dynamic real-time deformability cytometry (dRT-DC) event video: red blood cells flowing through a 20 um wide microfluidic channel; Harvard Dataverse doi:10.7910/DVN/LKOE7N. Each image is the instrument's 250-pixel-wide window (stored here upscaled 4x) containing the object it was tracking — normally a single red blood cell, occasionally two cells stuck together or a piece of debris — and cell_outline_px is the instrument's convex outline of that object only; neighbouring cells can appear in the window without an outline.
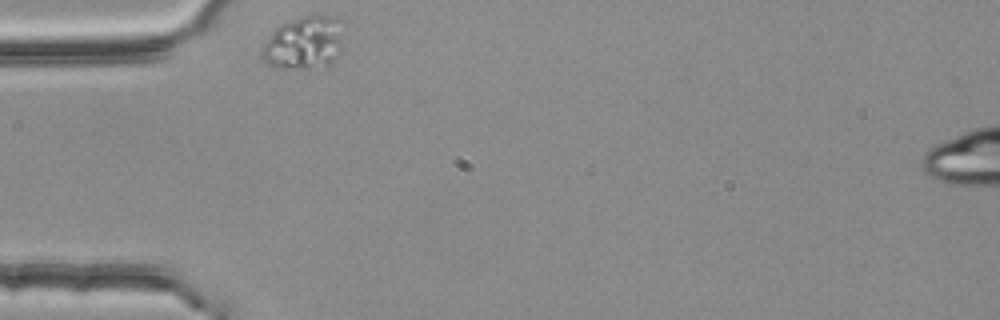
{"species": "common noctule bat (a hibernating species)", "species_latin": "Nyctalus noctula", "temperature_condition": "room temperature", "stored_images_in_passage": 35, "camera_frame_rate_fps": 3000, "um_per_image_px": 0.085, "animal": {"sex": "female", "body_mass_g": 25.1}, "frame": {"image": 1, "passage_image": 1, "time_ms": 0.0, "image_size_px": [1000, 320], "cell_outline_px": [[344, 44], [340, 52], [324, 68], [276, 68], [268, 64], [264, 60], [264, 44], [272, 32], [280, 24], [304, 16], [328, 16], [344, 20]], "centroid_in_image_um": [25.94, 3.63], "position_along_channel_um": 59.1, "area_um2": 25.37}}
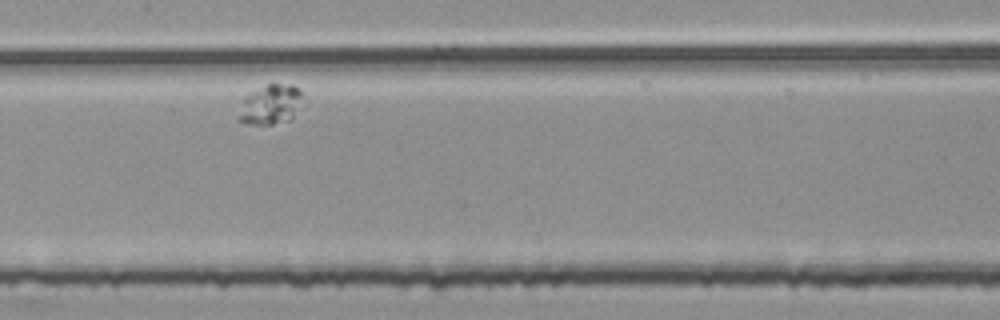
{"frame": {"image": 2, "passage_image": 14, "time_ms": 4.333, "image_size_px": [1000, 320], "cell_outline_px": [[300, 100], [292, 120], [272, 124], [244, 124], [240, 120], [240, 116], [244, 96], [248, 92], [268, 84], [292, 84], [300, 88]], "centroid_in_image_um": [22.99, 8.87], "position_along_channel_um": 184.4, "area_um2": 14.57}}
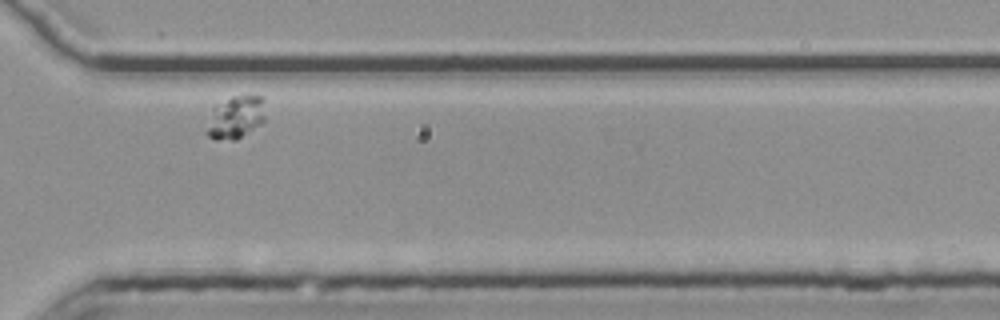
{"frame": {"image": 3, "passage_image": 30, "time_ms": 9.667, "image_size_px": [1000, 320], "cell_outline_px": [[264, 120], [260, 124], [236, 140], [216, 140], [208, 136], [204, 132], [212, 108], [216, 104], [232, 96], [264, 96]], "centroid_in_image_um": [19.99, 9.98], "position_along_channel_um": 350.6, "area_um2": 14.74}}